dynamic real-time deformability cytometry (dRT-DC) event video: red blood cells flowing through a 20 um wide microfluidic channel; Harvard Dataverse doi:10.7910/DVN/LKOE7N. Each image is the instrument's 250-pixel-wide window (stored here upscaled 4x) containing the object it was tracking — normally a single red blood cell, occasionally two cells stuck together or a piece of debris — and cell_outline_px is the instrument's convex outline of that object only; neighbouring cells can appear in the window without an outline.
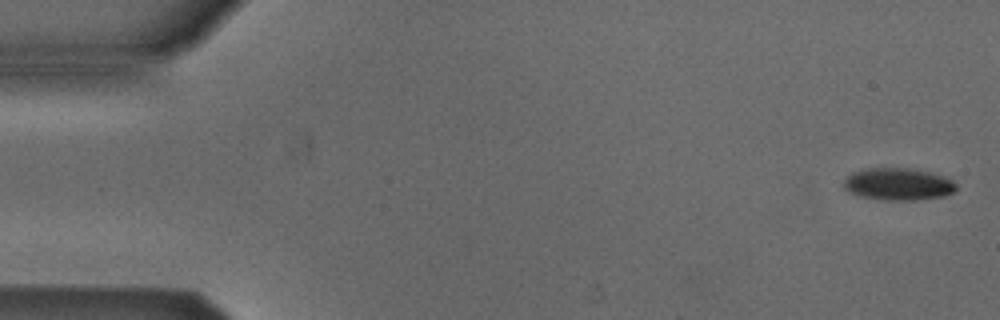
{"species": "Egyptian fruit bat (a non-hibernating species)", "species_latin": "Rousettus aegyptiacus", "temperature_condition": "cold", "stored_images_in_passage": 5, "camera_frame_rate_fps": 3000, "um_per_image_px": 0.085, "animal": {"sex": "male"}, "frame": {"image": 1, "passage_image": 1, "time_ms": 0.0, "image_size_px": [1000, 320], "cell_outline_px": [[956, 188], [952, 192], [944, 196], [916, 200], [888, 200], [864, 196], [852, 192], [844, 188], [844, 180], [852, 172], [864, 168], [908, 168], [932, 172], [952, 180], [956, 184]], "centroid_in_image_um": [76.37, 15.63], "position_along_channel_um": 8.6, "area_um2": 20.87}}
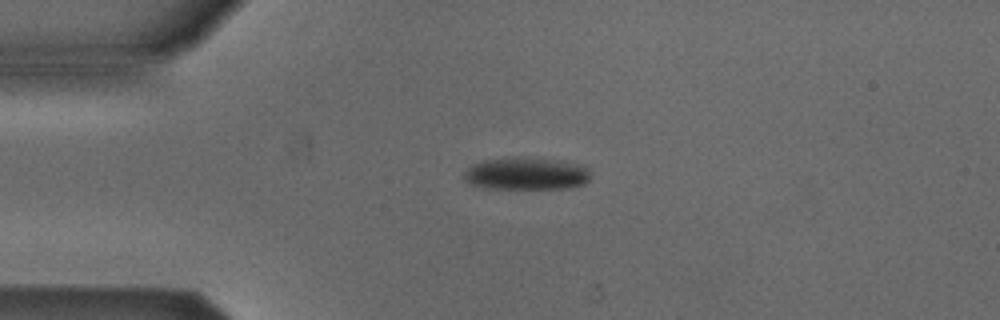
{"frame": {"image": 2, "passage_image": 4, "time_ms": 1.0, "image_size_px": [1000, 320], "cell_outline_px": [[592, 172], [588, 180], [584, 184], [568, 188], [484, 188], [468, 184], [464, 180], [464, 172], [472, 164], [484, 160], [504, 156], [524, 156], [560, 160], [580, 164], [588, 168]], "centroid_in_image_um": [44.72, 14.73], "position_along_channel_um": 40.3, "area_um2": 24.57}}